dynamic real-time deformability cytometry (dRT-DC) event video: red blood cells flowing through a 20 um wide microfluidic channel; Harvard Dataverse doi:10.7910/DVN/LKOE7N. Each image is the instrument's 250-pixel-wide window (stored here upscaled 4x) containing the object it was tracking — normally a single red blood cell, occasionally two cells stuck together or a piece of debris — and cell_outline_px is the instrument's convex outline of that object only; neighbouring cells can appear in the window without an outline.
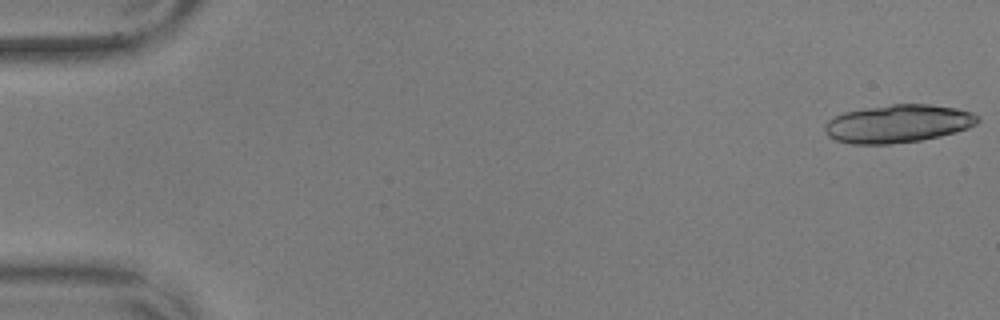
{"species": "common noctule bat (a hibernating species)", "species_latin": "Nyctalus noctula", "temperature_condition": "warm", "stored_images_in_passage": 19, "camera_frame_rate_fps": 3000, "um_per_image_px": 0.085, "animal": {"sex": "male", "body_mass_g": 17.9, "forearm_length_mm": 54.2}, "frame": {"image": 1, "passage_image": 1, "time_ms": 0.0, "image_size_px": [1000, 320], "cell_outline_px": [[980, 120], [976, 124], [968, 128], [956, 132], [940, 136], [920, 140], [892, 144], [852, 144], [836, 140], [828, 136], [824, 132], [824, 124], [832, 116], [844, 112], [892, 104], [928, 104], [956, 108], [972, 112], [980, 116]], "centroid_in_image_um": [76.32, 10.51], "position_along_channel_um": 8.7, "area_um2": 34.04}}